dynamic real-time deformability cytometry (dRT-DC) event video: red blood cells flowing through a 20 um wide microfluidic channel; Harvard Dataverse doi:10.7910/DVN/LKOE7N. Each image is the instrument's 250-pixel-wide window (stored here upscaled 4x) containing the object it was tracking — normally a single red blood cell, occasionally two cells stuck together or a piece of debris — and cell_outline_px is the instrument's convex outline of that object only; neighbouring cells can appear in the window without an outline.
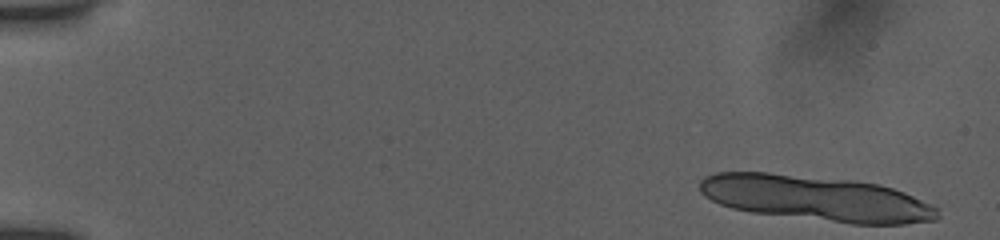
{"species": "human", "species_latin": "Homo sapiens", "temperature_condition": "room temperature", "stored_images_in_passage": 13, "camera_frame_rate_fps": 3000, "um_per_image_px": 0.085, "donor": {"sex": "female"}, "frame": {"image": 1, "passage_image": 1, "time_ms": 0.0, "image_size_px": [1000, 240], "cell_outline_px": [[940, 216], [936, 220], [904, 224], [852, 224], [752, 212], [732, 208], [720, 204], [704, 196], [700, 192], [700, 180], [704, 176], [716, 172], [768, 172], [856, 180], [880, 184], [904, 192], [940, 208]], "centroid_in_image_um": [69.39, 16.85], "position_along_channel_um": 15.6, "area_um2": 63.29}}